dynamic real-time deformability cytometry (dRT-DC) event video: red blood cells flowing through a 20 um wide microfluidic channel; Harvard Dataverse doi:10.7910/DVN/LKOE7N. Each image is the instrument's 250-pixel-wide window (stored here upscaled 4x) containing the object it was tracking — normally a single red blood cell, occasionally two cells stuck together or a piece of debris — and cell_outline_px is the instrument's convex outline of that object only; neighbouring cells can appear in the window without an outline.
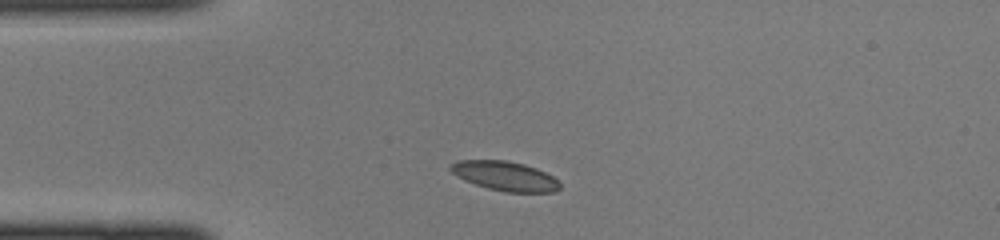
{"species": "common noctule bat (a hibernating species)", "species_latin": "Nyctalus noctula", "temperature_condition": "cold", "stored_images_in_passage": 35, "camera_frame_rate_fps": 3000, "um_per_image_px": 0.085, "animal": {"sex": "female", "body_mass_g": 22.0, "forearm_length_mm": 56.7}, "frame": {"image": 1, "passage_image": 1, "time_ms": 0.0, "image_size_px": [1000, 240], "cell_outline_px": [[560, 188], [556, 192], [504, 192], [488, 188], [464, 180], [456, 176], [448, 168], [456, 160], [504, 160], [524, 164], [536, 168], [560, 180]], "centroid_in_image_um": [42.93, 14.96], "position_along_channel_um": 42.1, "area_um2": 18.79}}
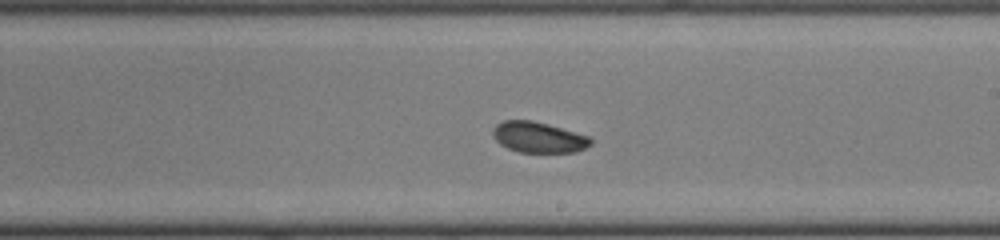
{"frame": {"image": 2, "passage_image": 16, "time_ms": 5.0, "image_size_px": [1000, 240], "cell_outline_px": [[592, 144], [576, 152], [520, 152], [508, 148], [500, 144], [492, 136], [492, 128], [496, 124], [504, 120], [532, 120], [548, 124], [592, 136]], "centroid_in_image_um": [45.78, 11.66], "position_along_channel_um": 243.2, "area_um2": 17.74}}
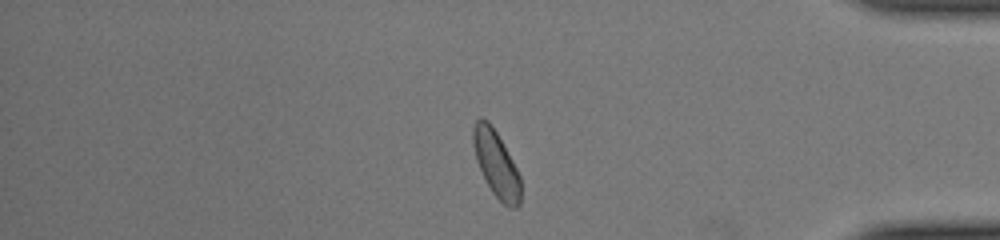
{"frame": {"image": 3, "passage_image": 28, "time_ms": 9.0, "image_size_px": [1000, 240], "cell_outline_px": [[520, 204], [516, 208], [508, 208], [492, 192], [476, 160], [472, 144], [472, 128], [476, 120], [480, 116], [488, 120], [496, 132], [512, 160], [520, 176]], "centroid_in_image_um": [42.16, 13.91], "position_along_channel_um": 393.0, "area_um2": 18.15}}